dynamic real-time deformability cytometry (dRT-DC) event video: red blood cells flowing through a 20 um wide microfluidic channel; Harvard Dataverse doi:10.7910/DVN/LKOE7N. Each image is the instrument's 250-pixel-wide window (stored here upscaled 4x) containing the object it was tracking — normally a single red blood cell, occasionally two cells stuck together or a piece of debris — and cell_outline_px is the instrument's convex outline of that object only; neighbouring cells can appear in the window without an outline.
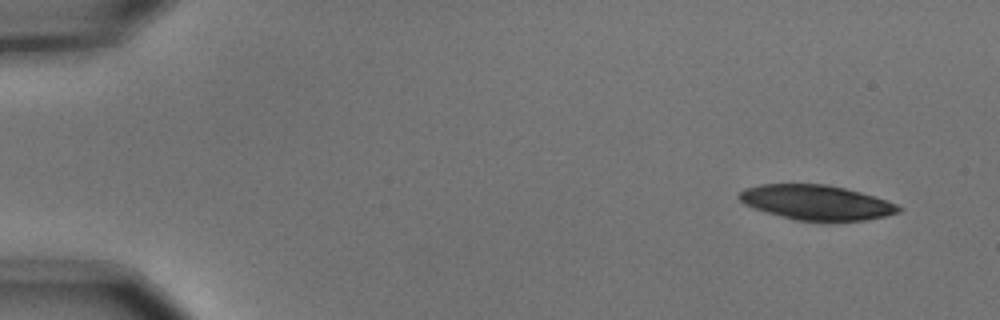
{"species": "common noctule bat (a hibernating species)", "species_latin": "Nyctalus noctula", "temperature_condition": "cold", "stored_images_in_passage": 4, "camera_frame_rate_fps": 3000, "um_per_image_px": 0.085, "animal": {"sex": "male", "body_mass_g": 15.6}, "frame": {"image": 1, "passage_image": 1, "time_ms": 0.0, "image_size_px": [1000, 320], "cell_outline_px": [[904, 208], [900, 212], [884, 216], [864, 220], [796, 220], [768, 212], [744, 204], [736, 196], [744, 188], [760, 184], [828, 184], [860, 192], [896, 204]], "centroid_in_image_um": [69.37, 17.19], "position_along_channel_um": 15.6, "area_um2": 31.85}}